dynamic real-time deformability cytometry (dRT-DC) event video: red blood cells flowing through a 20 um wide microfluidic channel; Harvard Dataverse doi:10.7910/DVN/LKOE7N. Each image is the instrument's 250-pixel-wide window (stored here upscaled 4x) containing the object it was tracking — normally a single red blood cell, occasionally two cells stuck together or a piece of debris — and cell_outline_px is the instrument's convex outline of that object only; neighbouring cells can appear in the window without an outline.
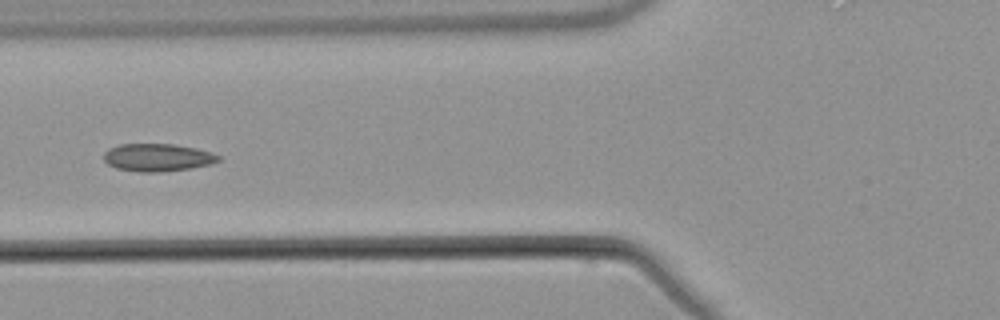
{"species": "common noctule bat (a hibernating species)", "species_latin": "Nyctalus noctula", "temperature_condition": "warm", "stored_images_in_passage": 6, "camera_frame_rate_fps": 3000, "um_per_image_px": 0.085, "animal": {"sex": "male", "body_mass_g": 21.5, "forearm_length_mm": 52.0}, "frame": {"image": 1, "passage_image": 6, "time_ms": 6.0, "image_size_px": [1000, 320], "cell_outline_px": [[220, 160], [208, 164], [188, 168], [160, 172], [140, 172], [116, 168], [108, 164], [104, 160], [104, 152], [108, 148], [120, 144], [172, 144], [196, 148], [212, 152], [220, 156]], "centroid_in_image_um": [13.36, 13.38], "position_along_channel_um": 112.4, "area_um2": 18.38}}